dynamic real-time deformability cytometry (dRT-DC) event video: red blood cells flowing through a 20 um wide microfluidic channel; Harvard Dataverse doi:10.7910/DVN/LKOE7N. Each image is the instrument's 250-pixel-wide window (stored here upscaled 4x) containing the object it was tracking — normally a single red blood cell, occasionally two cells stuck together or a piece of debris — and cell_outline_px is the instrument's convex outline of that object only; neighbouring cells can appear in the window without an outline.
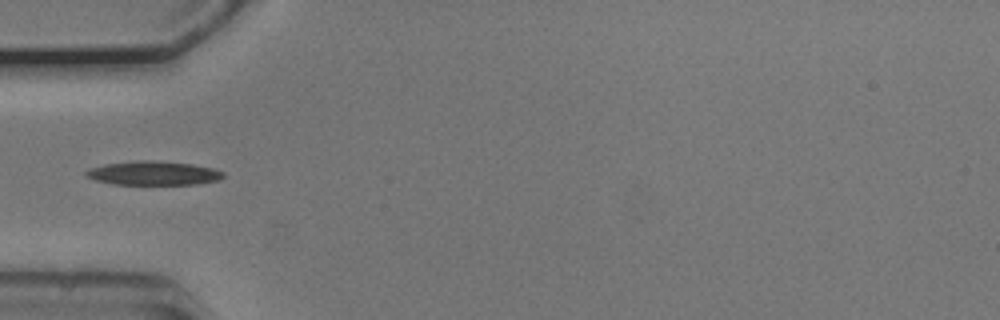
{"species": "common noctule bat (a hibernating species)", "species_latin": "Nyctalus noctula", "temperature_condition": "cold", "stored_images_in_passage": 7, "camera_frame_rate_fps": 3000, "um_per_image_px": 0.085, "animal": {"sex": "male", "body_mass_g": 20.5, "forearm_length_mm": 52.5}, "frame": {"image": 1, "passage_image": 1, "time_ms": 0.0, "image_size_px": [1000, 320], "cell_outline_px": [[224, 176], [220, 180], [196, 184], [112, 184], [96, 180], [84, 176], [84, 172], [88, 168], [104, 164], [140, 160], [152, 160], [192, 164], [212, 168], [224, 172]], "centroid_in_image_um": [13.01, 14.71], "position_along_channel_um": 72.0, "area_um2": 19.19}}
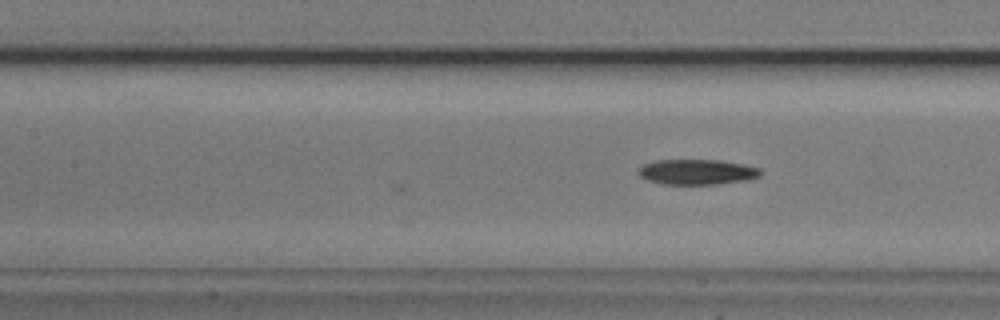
{"frame": {"image": 2, "passage_image": 7, "time_ms": 2.0, "image_size_px": [1000, 320], "cell_outline_px": [[760, 176], [748, 180], [720, 184], [664, 184], [648, 180], [640, 176], [636, 172], [644, 164], [652, 160], [720, 160], [760, 168]], "centroid_in_image_um": [59.22, 14.62], "position_along_channel_um": 148.2, "area_um2": 17.98}}